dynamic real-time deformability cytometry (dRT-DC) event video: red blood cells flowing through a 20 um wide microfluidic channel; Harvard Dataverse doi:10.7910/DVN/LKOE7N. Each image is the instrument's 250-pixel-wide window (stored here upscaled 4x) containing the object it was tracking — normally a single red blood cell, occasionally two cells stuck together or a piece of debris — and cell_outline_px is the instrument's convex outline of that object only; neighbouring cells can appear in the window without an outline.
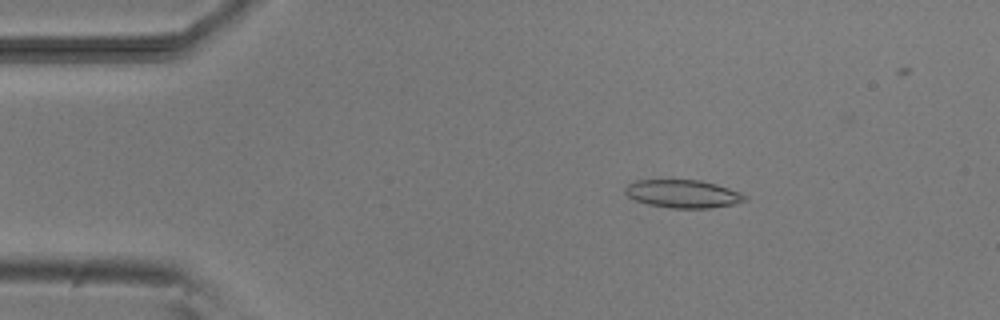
{"species": "common noctule bat (a hibernating species)", "species_latin": "Nyctalus noctula", "temperature_condition": "room temperature", "stored_images_in_passage": 50, "camera_frame_rate_fps": 3000, "um_per_image_px": 0.085, "animal": {"sex": "male", "body_mass_g": 20.5, "forearm_length_mm": 52.5}, "frame": {"image": 1, "passage_image": 9, "time_ms": 2.667, "image_size_px": [1000, 320], "cell_outline_px": [[748, 200], [732, 204], [708, 208], [672, 208], [648, 204], [636, 200], [628, 196], [624, 192], [624, 188], [628, 184], [636, 180], [700, 180], [716, 184], [740, 192], [748, 196]], "centroid_in_image_um": [58.05, 16.47], "position_along_channel_um": 26.9, "area_um2": 19.48}}
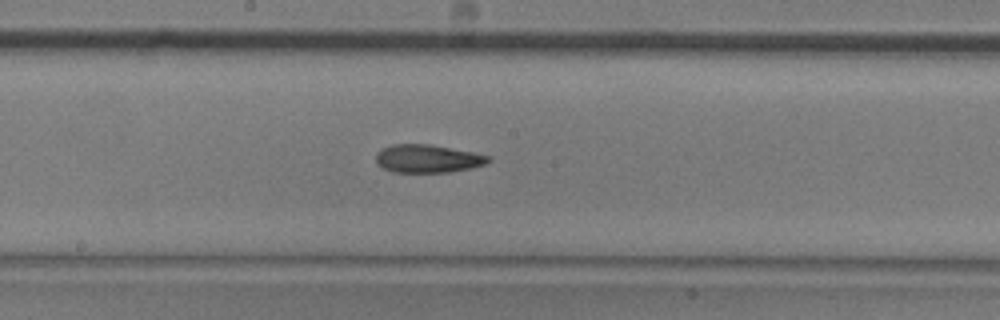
{"frame": {"image": 2, "passage_image": 28, "time_ms": 9.0, "image_size_px": [1000, 320], "cell_outline_px": [[492, 160], [484, 164], [472, 168], [448, 172], [392, 172], [376, 164], [376, 152], [392, 144], [428, 144], [472, 152], [492, 156]], "centroid_in_image_um": [36.35, 13.49], "position_along_channel_um": 211.8, "area_um2": 18.38}}
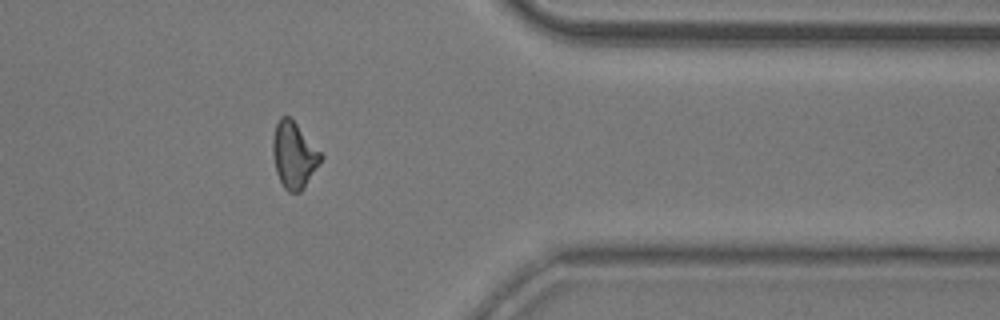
{"frame": {"image": 3, "passage_image": 43, "time_ms": 14.0, "image_size_px": [1000, 320], "cell_outline_px": [[324, 156], [300, 192], [288, 192], [284, 188], [276, 172], [272, 152], [272, 140], [276, 124], [280, 116], [288, 116], [296, 124]], "centroid_in_image_um": [24.96, 13.18], "position_along_channel_um": 386.4, "area_um2": 18.15}}